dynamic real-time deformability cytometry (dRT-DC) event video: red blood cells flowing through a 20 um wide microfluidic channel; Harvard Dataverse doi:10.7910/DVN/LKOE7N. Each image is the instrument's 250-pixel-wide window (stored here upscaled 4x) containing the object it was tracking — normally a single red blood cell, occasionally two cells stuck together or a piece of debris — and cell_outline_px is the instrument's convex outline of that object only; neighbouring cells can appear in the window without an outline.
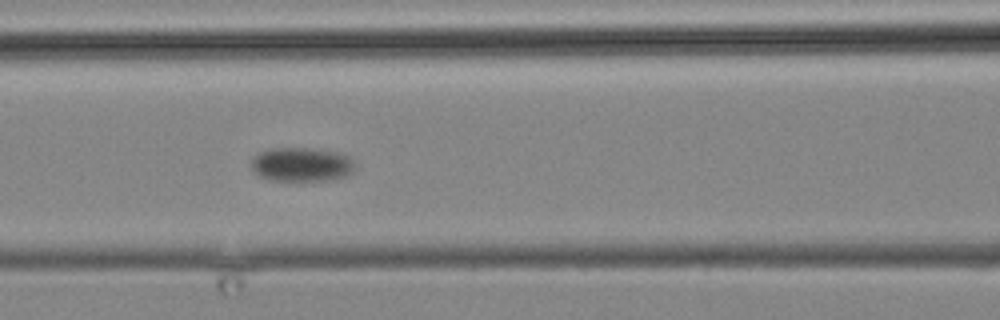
{"species": "common noctule bat (a hibernating species)", "species_latin": "Nyctalus noctula", "temperature_condition": "cold", "stored_images_in_passage": 15, "camera_frame_rate_fps": 3000, "um_per_image_px": 0.085, "animal": {"sex": "male", "body_mass_g": 19.2, "forearm_length_mm": 51.8}, "frame": {"image": 1, "passage_image": 15, "time_ms": 18.667, "image_size_px": [1000, 320], "cell_outline_px": [[356, 172], [332, 180], [272, 180], [260, 176], [252, 172], [252, 160], [260, 152], [268, 148], [308, 148], [336, 152], [348, 156], [352, 160]], "centroid_in_image_um": [25.64, 13.98], "position_along_channel_um": 141.0, "area_um2": 20.52}}